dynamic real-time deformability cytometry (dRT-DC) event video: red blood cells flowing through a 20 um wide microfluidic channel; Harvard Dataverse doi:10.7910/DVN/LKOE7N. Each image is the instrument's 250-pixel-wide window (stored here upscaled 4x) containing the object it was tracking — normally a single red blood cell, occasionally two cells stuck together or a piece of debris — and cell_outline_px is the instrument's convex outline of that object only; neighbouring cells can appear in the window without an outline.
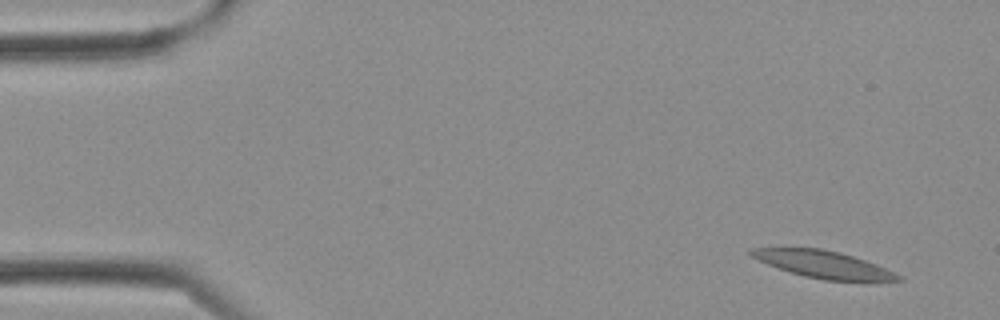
{"species": "Egyptian fruit bat (a non-hibernating species)", "species_latin": "Rousettus aegyptiacus", "temperature_condition": "cold", "stored_images_in_passage": 3, "camera_frame_rate_fps": 3000, "um_per_image_px": 0.085, "frame": {"image": 1, "passage_image": 1, "time_ms": 0.0, "image_size_px": [1000, 320], "cell_outline_px": [[904, 280], [824, 280], [804, 276], [768, 264], [752, 256], [748, 252], [752, 248], [820, 248], [840, 252], [876, 264], [904, 276]], "centroid_in_image_um": [70.02, 22.46], "position_along_channel_um": 15.0, "area_um2": 22.72}}
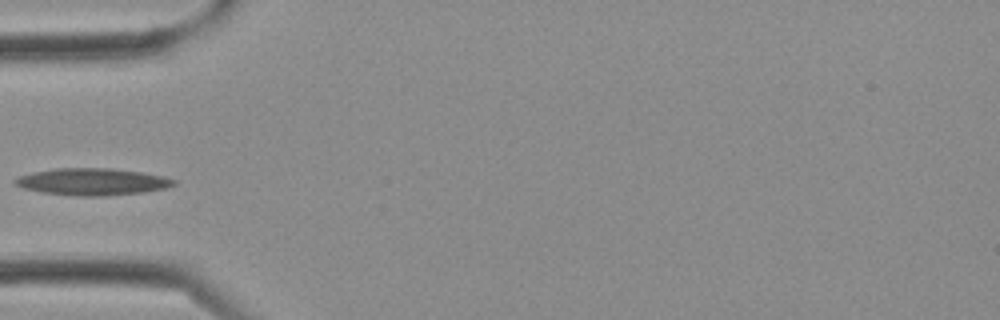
{"frame": {"image": 2, "passage_image": 3, "time_ms": 0.667, "image_size_px": [1000, 320], "cell_outline_px": [[176, 184], [168, 188], [144, 192], [108, 196], [80, 196], [40, 192], [24, 188], [12, 184], [12, 180], [20, 176], [32, 172], [56, 168], [112, 168], [140, 172], [164, 176], [176, 180]], "centroid_in_image_um": [7.85, 15.45], "position_along_channel_um": 77.1, "area_um2": 25.14}}